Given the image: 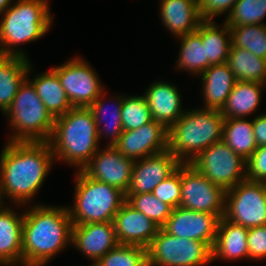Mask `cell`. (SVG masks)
<instances>
[{"label":"cell","mask_w":266,"mask_h":266,"mask_svg":"<svg viewBox=\"0 0 266 266\" xmlns=\"http://www.w3.org/2000/svg\"><path fill=\"white\" fill-rule=\"evenodd\" d=\"M54 161L49 142L7 141L0 154L1 203L6 197L17 207L31 202Z\"/></svg>","instance_id":"6da1fadb"},{"label":"cell","mask_w":266,"mask_h":266,"mask_svg":"<svg viewBox=\"0 0 266 266\" xmlns=\"http://www.w3.org/2000/svg\"><path fill=\"white\" fill-rule=\"evenodd\" d=\"M24 211L22 266H46L71 244L72 221L68 209L38 203Z\"/></svg>","instance_id":"7a4b0ae2"},{"label":"cell","mask_w":266,"mask_h":266,"mask_svg":"<svg viewBox=\"0 0 266 266\" xmlns=\"http://www.w3.org/2000/svg\"><path fill=\"white\" fill-rule=\"evenodd\" d=\"M55 161L82 170L100 149L98 128L89 107H72L66 114L55 118L48 141Z\"/></svg>","instance_id":"3957f363"},{"label":"cell","mask_w":266,"mask_h":266,"mask_svg":"<svg viewBox=\"0 0 266 266\" xmlns=\"http://www.w3.org/2000/svg\"><path fill=\"white\" fill-rule=\"evenodd\" d=\"M224 121L220 110L185 111L168 129V150L181 163H191L200 152L222 141Z\"/></svg>","instance_id":"277c9868"},{"label":"cell","mask_w":266,"mask_h":266,"mask_svg":"<svg viewBox=\"0 0 266 266\" xmlns=\"http://www.w3.org/2000/svg\"><path fill=\"white\" fill-rule=\"evenodd\" d=\"M0 20V55L27 58L18 47L40 39L53 23L48 0H16ZM16 48V49H15Z\"/></svg>","instance_id":"5b68a950"},{"label":"cell","mask_w":266,"mask_h":266,"mask_svg":"<svg viewBox=\"0 0 266 266\" xmlns=\"http://www.w3.org/2000/svg\"><path fill=\"white\" fill-rule=\"evenodd\" d=\"M74 204L67 206L72 225L113 222L115 214L126 201L119 188L96 181L77 170Z\"/></svg>","instance_id":"8992f818"},{"label":"cell","mask_w":266,"mask_h":266,"mask_svg":"<svg viewBox=\"0 0 266 266\" xmlns=\"http://www.w3.org/2000/svg\"><path fill=\"white\" fill-rule=\"evenodd\" d=\"M4 116L13 130L8 142H48L51 138L55 119L28 79L19 87Z\"/></svg>","instance_id":"52a82bcc"},{"label":"cell","mask_w":266,"mask_h":266,"mask_svg":"<svg viewBox=\"0 0 266 266\" xmlns=\"http://www.w3.org/2000/svg\"><path fill=\"white\" fill-rule=\"evenodd\" d=\"M148 266H205L212 249L202 241L179 238L159 228L147 247Z\"/></svg>","instance_id":"ba28073f"},{"label":"cell","mask_w":266,"mask_h":266,"mask_svg":"<svg viewBox=\"0 0 266 266\" xmlns=\"http://www.w3.org/2000/svg\"><path fill=\"white\" fill-rule=\"evenodd\" d=\"M190 164L225 191L246 180V160L224 141L200 152Z\"/></svg>","instance_id":"9c48e42d"},{"label":"cell","mask_w":266,"mask_h":266,"mask_svg":"<svg viewBox=\"0 0 266 266\" xmlns=\"http://www.w3.org/2000/svg\"><path fill=\"white\" fill-rule=\"evenodd\" d=\"M224 217L247 228L266 225V183L244 180L227 190Z\"/></svg>","instance_id":"30bf717a"},{"label":"cell","mask_w":266,"mask_h":266,"mask_svg":"<svg viewBox=\"0 0 266 266\" xmlns=\"http://www.w3.org/2000/svg\"><path fill=\"white\" fill-rule=\"evenodd\" d=\"M226 191L190 163H181L180 206L193 211L225 215Z\"/></svg>","instance_id":"8fae6325"},{"label":"cell","mask_w":266,"mask_h":266,"mask_svg":"<svg viewBox=\"0 0 266 266\" xmlns=\"http://www.w3.org/2000/svg\"><path fill=\"white\" fill-rule=\"evenodd\" d=\"M85 60L74 57L51 68L73 107H89L105 89L98 74Z\"/></svg>","instance_id":"7c38bea8"},{"label":"cell","mask_w":266,"mask_h":266,"mask_svg":"<svg viewBox=\"0 0 266 266\" xmlns=\"http://www.w3.org/2000/svg\"><path fill=\"white\" fill-rule=\"evenodd\" d=\"M219 219L217 214L193 211L178 206L172 209L171 215L162 228L179 238L205 242L212 249Z\"/></svg>","instance_id":"4fadbf2b"},{"label":"cell","mask_w":266,"mask_h":266,"mask_svg":"<svg viewBox=\"0 0 266 266\" xmlns=\"http://www.w3.org/2000/svg\"><path fill=\"white\" fill-rule=\"evenodd\" d=\"M134 160L125 157L114 146L101 148L82 171L90 178L127 192L132 176Z\"/></svg>","instance_id":"5bb4252c"},{"label":"cell","mask_w":266,"mask_h":266,"mask_svg":"<svg viewBox=\"0 0 266 266\" xmlns=\"http://www.w3.org/2000/svg\"><path fill=\"white\" fill-rule=\"evenodd\" d=\"M168 135L164 125L152 120L137 129L123 131L114 147L136 161L167 150Z\"/></svg>","instance_id":"9a60e30c"},{"label":"cell","mask_w":266,"mask_h":266,"mask_svg":"<svg viewBox=\"0 0 266 266\" xmlns=\"http://www.w3.org/2000/svg\"><path fill=\"white\" fill-rule=\"evenodd\" d=\"M180 164L181 162L168 149L136 160L125 194L152 193L153 189L172 175Z\"/></svg>","instance_id":"2e32d148"},{"label":"cell","mask_w":266,"mask_h":266,"mask_svg":"<svg viewBox=\"0 0 266 266\" xmlns=\"http://www.w3.org/2000/svg\"><path fill=\"white\" fill-rule=\"evenodd\" d=\"M118 244L113 222L72 225L71 245L93 262Z\"/></svg>","instance_id":"e0dca14e"},{"label":"cell","mask_w":266,"mask_h":266,"mask_svg":"<svg viewBox=\"0 0 266 266\" xmlns=\"http://www.w3.org/2000/svg\"><path fill=\"white\" fill-rule=\"evenodd\" d=\"M113 224L119 244L138 245L145 248L150 245L160 228L126 201L115 214Z\"/></svg>","instance_id":"ac0fdd59"},{"label":"cell","mask_w":266,"mask_h":266,"mask_svg":"<svg viewBox=\"0 0 266 266\" xmlns=\"http://www.w3.org/2000/svg\"><path fill=\"white\" fill-rule=\"evenodd\" d=\"M176 85L167 81H154L145 91L144 97L150 109L152 120L169 129L185 112L182 96Z\"/></svg>","instance_id":"d6986e66"},{"label":"cell","mask_w":266,"mask_h":266,"mask_svg":"<svg viewBox=\"0 0 266 266\" xmlns=\"http://www.w3.org/2000/svg\"><path fill=\"white\" fill-rule=\"evenodd\" d=\"M23 213L0 205V266H22Z\"/></svg>","instance_id":"ffe728a7"},{"label":"cell","mask_w":266,"mask_h":266,"mask_svg":"<svg viewBox=\"0 0 266 266\" xmlns=\"http://www.w3.org/2000/svg\"><path fill=\"white\" fill-rule=\"evenodd\" d=\"M159 5L163 26L176 37L196 31L203 21L197 0H160Z\"/></svg>","instance_id":"44dd1931"},{"label":"cell","mask_w":266,"mask_h":266,"mask_svg":"<svg viewBox=\"0 0 266 266\" xmlns=\"http://www.w3.org/2000/svg\"><path fill=\"white\" fill-rule=\"evenodd\" d=\"M248 230L249 228L235 224L224 216L220 218L212 247V262L217 259H248Z\"/></svg>","instance_id":"7402d4cb"},{"label":"cell","mask_w":266,"mask_h":266,"mask_svg":"<svg viewBox=\"0 0 266 266\" xmlns=\"http://www.w3.org/2000/svg\"><path fill=\"white\" fill-rule=\"evenodd\" d=\"M199 76L205 100L202 109L221 110L237 82L228 64L211 65Z\"/></svg>","instance_id":"603a6c76"},{"label":"cell","mask_w":266,"mask_h":266,"mask_svg":"<svg viewBox=\"0 0 266 266\" xmlns=\"http://www.w3.org/2000/svg\"><path fill=\"white\" fill-rule=\"evenodd\" d=\"M32 64L28 58L0 55V111L11 106L19 87L29 77Z\"/></svg>","instance_id":"cb8c5ba5"},{"label":"cell","mask_w":266,"mask_h":266,"mask_svg":"<svg viewBox=\"0 0 266 266\" xmlns=\"http://www.w3.org/2000/svg\"><path fill=\"white\" fill-rule=\"evenodd\" d=\"M266 84L249 81H237L221 108L225 119L247 118L258 110L262 89ZM247 116V117H246Z\"/></svg>","instance_id":"d4e9b609"},{"label":"cell","mask_w":266,"mask_h":266,"mask_svg":"<svg viewBox=\"0 0 266 266\" xmlns=\"http://www.w3.org/2000/svg\"><path fill=\"white\" fill-rule=\"evenodd\" d=\"M27 79L33 84L39 99L54 119L66 114L73 107L60 84L58 76L51 69L36 74L34 79Z\"/></svg>","instance_id":"484cf974"},{"label":"cell","mask_w":266,"mask_h":266,"mask_svg":"<svg viewBox=\"0 0 266 266\" xmlns=\"http://www.w3.org/2000/svg\"><path fill=\"white\" fill-rule=\"evenodd\" d=\"M214 21H202L196 30L205 46L206 69L211 65L227 62L231 47L230 27L223 21L222 26Z\"/></svg>","instance_id":"4316f807"},{"label":"cell","mask_w":266,"mask_h":266,"mask_svg":"<svg viewBox=\"0 0 266 266\" xmlns=\"http://www.w3.org/2000/svg\"><path fill=\"white\" fill-rule=\"evenodd\" d=\"M105 93L106 92L103 91L100 96L89 106V108L93 112L95 122L98 128L99 142L101 141L100 139L102 135H104L109 140H111L108 146H114L119 141V138L123 133V126L121 122V108L123 104L124 95H117L116 100L114 101V103H112L114 109H112L111 111L110 108H107L111 105L108 106L104 102L106 99ZM109 111H111V113L108 115L107 112Z\"/></svg>","instance_id":"83f0119b"},{"label":"cell","mask_w":266,"mask_h":266,"mask_svg":"<svg viewBox=\"0 0 266 266\" xmlns=\"http://www.w3.org/2000/svg\"><path fill=\"white\" fill-rule=\"evenodd\" d=\"M237 81L266 84V59L246 49L230 47L226 62Z\"/></svg>","instance_id":"f1b7e54d"},{"label":"cell","mask_w":266,"mask_h":266,"mask_svg":"<svg viewBox=\"0 0 266 266\" xmlns=\"http://www.w3.org/2000/svg\"><path fill=\"white\" fill-rule=\"evenodd\" d=\"M222 141L247 160L258 147L253 133L252 120L248 121L245 118L225 119Z\"/></svg>","instance_id":"f546056e"},{"label":"cell","mask_w":266,"mask_h":266,"mask_svg":"<svg viewBox=\"0 0 266 266\" xmlns=\"http://www.w3.org/2000/svg\"><path fill=\"white\" fill-rule=\"evenodd\" d=\"M177 39L181 44L176 68L199 77L206 70V51L200 34L194 31Z\"/></svg>","instance_id":"4dcf8cb0"},{"label":"cell","mask_w":266,"mask_h":266,"mask_svg":"<svg viewBox=\"0 0 266 266\" xmlns=\"http://www.w3.org/2000/svg\"><path fill=\"white\" fill-rule=\"evenodd\" d=\"M231 47L246 49L266 59V24L230 27Z\"/></svg>","instance_id":"1f68e13d"},{"label":"cell","mask_w":266,"mask_h":266,"mask_svg":"<svg viewBox=\"0 0 266 266\" xmlns=\"http://www.w3.org/2000/svg\"><path fill=\"white\" fill-rule=\"evenodd\" d=\"M125 198L130 206L142 212L160 228L166 224L171 215L172 208L152 193L125 194Z\"/></svg>","instance_id":"d6a6232c"},{"label":"cell","mask_w":266,"mask_h":266,"mask_svg":"<svg viewBox=\"0 0 266 266\" xmlns=\"http://www.w3.org/2000/svg\"><path fill=\"white\" fill-rule=\"evenodd\" d=\"M265 17L266 0H238L224 22L229 27L258 25L265 24Z\"/></svg>","instance_id":"836d02e7"},{"label":"cell","mask_w":266,"mask_h":266,"mask_svg":"<svg viewBox=\"0 0 266 266\" xmlns=\"http://www.w3.org/2000/svg\"><path fill=\"white\" fill-rule=\"evenodd\" d=\"M97 263L100 266H148L147 248L118 244L102 256Z\"/></svg>","instance_id":"e575fe53"},{"label":"cell","mask_w":266,"mask_h":266,"mask_svg":"<svg viewBox=\"0 0 266 266\" xmlns=\"http://www.w3.org/2000/svg\"><path fill=\"white\" fill-rule=\"evenodd\" d=\"M150 121L152 117L144 95H124L121 108L123 131L137 129Z\"/></svg>","instance_id":"d590c367"},{"label":"cell","mask_w":266,"mask_h":266,"mask_svg":"<svg viewBox=\"0 0 266 266\" xmlns=\"http://www.w3.org/2000/svg\"><path fill=\"white\" fill-rule=\"evenodd\" d=\"M152 194L163 203L168 204L172 209L180 206L181 201V164L178 169L163 180Z\"/></svg>","instance_id":"8d00e7d4"},{"label":"cell","mask_w":266,"mask_h":266,"mask_svg":"<svg viewBox=\"0 0 266 266\" xmlns=\"http://www.w3.org/2000/svg\"><path fill=\"white\" fill-rule=\"evenodd\" d=\"M246 180L266 183V146H259L246 160Z\"/></svg>","instance_id":"74e56055"},{"label":"cell","mask_w":266,"mask_h":266,"mask_svg":"<svg viewBox=\"0 0 266 266\" xmlns=\"http://www.w3.org/2000/svg\"><path fill=\"white\" fill-rule=\"evenodd\" d=\"M238 0H197L200 17L203 21H214V17L230 15L234 4Z\"/></svg>","instance_id":"f35d334b"},{"label":"cell","mask_w":266,"mask_h":266,"mask_svg":"<svg viewBox=\"0 0 266 266\" xmlns=\"http://www.w3.org/2000/svg\"><path fill=\"white\" fill-rule=\"evenodd\" d=\"M248 258L260 260L266 258V225L251 227L247 235Z\"/></svg>","instance_id":"ab89813d"},{"label":"cell","mask_w":266,"mask_h":266,"mask_svg":"<svg viewBox=\"0 0 266 266\" xmlns=\"http://www.w3.org/2000/svg\"><path fill=\"white\" fill-rule=\"evenodd\" d=\"M252 124L257 146H266V113L257 114Z\"/></svg>","instance_id":"60d3db41"},{"label":"cell","mask_w":266,"mask_h":266,"mask_svg":"<svg viewBox=\"0 0 266 266\" xmlns=\"http://www.w3.org/2000/svg\"><path fill=\"white\" fill-rule=\"evenodd\" d=\"M14 0H0V16L1 14L6 11Z\"/></svg>","instance_id":"b9f144b4"},{"label":"cell","mask_w":266,"mask_h":266,"mask_svg":"<svg viewBox=\"0 0 266 266\" xmlns=\"http://www.w3.org/2000/svg\"><path fill=\"white\" fill-rule=\"evenodd\" d=\"M88 266H100L97 262H93V264L88 265Z\"/></svg>","instance_id":"7bdbcfd3"}]
</instances>
